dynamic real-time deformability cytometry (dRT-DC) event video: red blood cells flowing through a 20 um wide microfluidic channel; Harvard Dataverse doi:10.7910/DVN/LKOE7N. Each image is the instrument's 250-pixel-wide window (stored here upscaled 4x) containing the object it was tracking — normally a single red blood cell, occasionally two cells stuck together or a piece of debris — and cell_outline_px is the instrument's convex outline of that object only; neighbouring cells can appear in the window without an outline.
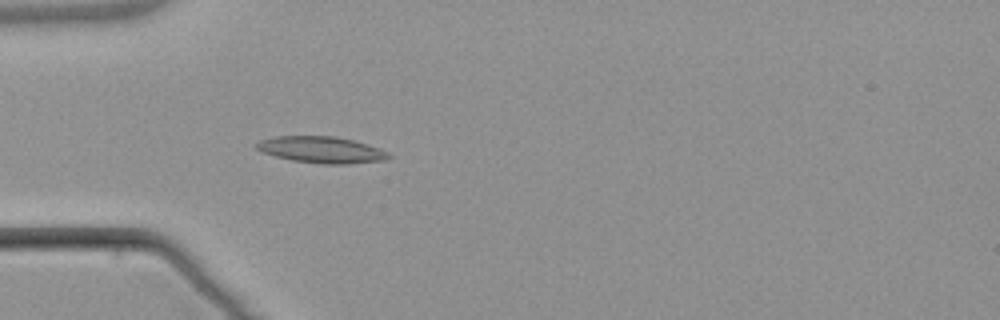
{"species": "common noctule bat (a hibernating species)", "species_latin": "Nyctalus noctula", "temperature_condition": "warm", "stored_images_in_passage": 6, "camera_frame_rate_fps": 3000, "um_per_image_px": 0.085, "animal": {"sex": "male", "body_mass_g": 21.5, "forearm_length_mm": 52.0}, "frame": {"image": 1, "passage_image": 6, "time_ms": 7.0, "image_size_px": [1000, 320], "cell_outline_px": [[392, 156], [384, 160], [348, 164], [324, 164], [292, 160], [276, 156], [264, 152], [256, 148], [252, 144], [260, 140], [276, 136], [336, 136], [368, 144], [380, 148], [388, 152]], "centroid_in_image_um": [27.33, 12.72], "position_along_channel_um": 57.7, "area_um2": 20.4}}